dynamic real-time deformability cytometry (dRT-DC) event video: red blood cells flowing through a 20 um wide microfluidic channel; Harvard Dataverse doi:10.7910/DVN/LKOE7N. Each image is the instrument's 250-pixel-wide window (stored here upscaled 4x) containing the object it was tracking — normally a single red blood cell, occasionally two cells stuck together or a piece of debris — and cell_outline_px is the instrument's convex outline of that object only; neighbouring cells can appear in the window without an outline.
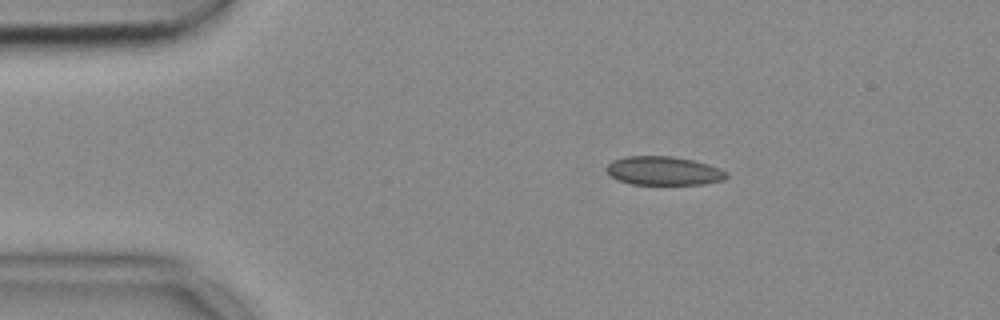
{"species": "common noctule bat (a hibernating species)", "species_latin": "Nyctalus noctula", "temperature_condition": "cold", "stored_images_in_passage": 45, "camera_frame_rate_fps": 3000, "um_per_image_px": 0.085, "animal": {"sex": "female", "body_mass_g": 18.4}, "frame": {"image": 1, "passage_image": 1, "time_ms": 0.0, "image_size_px": [1000, 320], "cell_outline_px": [[728, 176], [724, 180], [704, 184], [632, 184], [616, 180], [604, 168], [612, 160], [624, 156], [672, 156], [692, 160], [708, 164], [720, 168], [728, 172]], "centroid_in_image_um": [56.41, 14.52], "position_along_channel_um": 28.6, "area_um2": 20.23}}
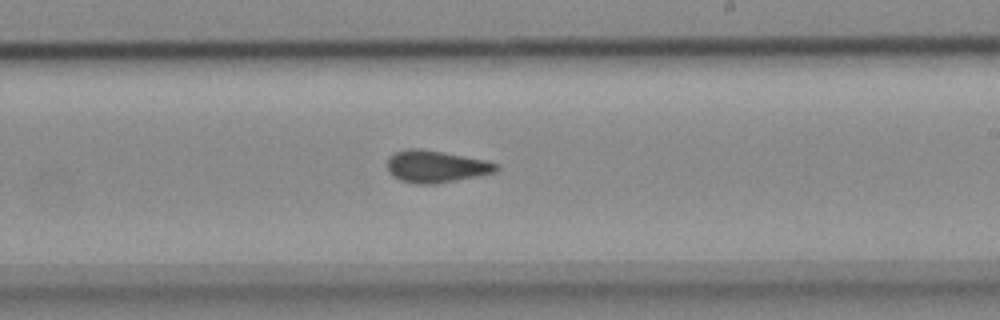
{"frame": {"image": 2, "passage_image": 23, "time_ms": 7.333, "image_size_px": [1000, 320], "cell_outline_px": [[500, 168], [496, 172], [436, 184], [412, 184], [400, 180], [392, 176], [388, 172], [388, 156], [404, 148], [420, 148], [444, 152], [484, 160], [500, 164]], "centroid_in_image_um": [37.03, 14.15], "position_along_channel_um": 252.0, "area_um2": 20.58}}
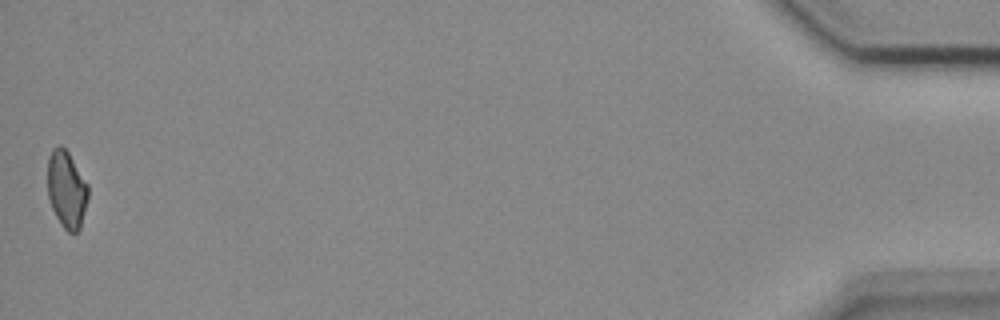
{"frame": {"image": 3, "passage_image": 45, "time_ms": 14.667, "image_size_px": [1000, 320], "cell_outline_px": [[88, 200], [80, 228], [76, 232], [68, 232], [60, 224], [52, 208], [48, 196], [48, 156], [52, 148], [60, 144], [68, 152], [88, 184]], "centroid_in_image_um": [5.66, 16.09], "position_along_channel_um": 429.5, "area_um2": 18.26}, "authors_computed_cell_mechanics": {"area_um2": 19.9988, "velocity_mm_per_s": 3.7465, "shape_relaxation_time_tau1_ms": null, "shape_relaxation_time_tau2_ms": 1.6139, "deformation_change_tau1": null, "deformation_change_tau2": 0.0609}}